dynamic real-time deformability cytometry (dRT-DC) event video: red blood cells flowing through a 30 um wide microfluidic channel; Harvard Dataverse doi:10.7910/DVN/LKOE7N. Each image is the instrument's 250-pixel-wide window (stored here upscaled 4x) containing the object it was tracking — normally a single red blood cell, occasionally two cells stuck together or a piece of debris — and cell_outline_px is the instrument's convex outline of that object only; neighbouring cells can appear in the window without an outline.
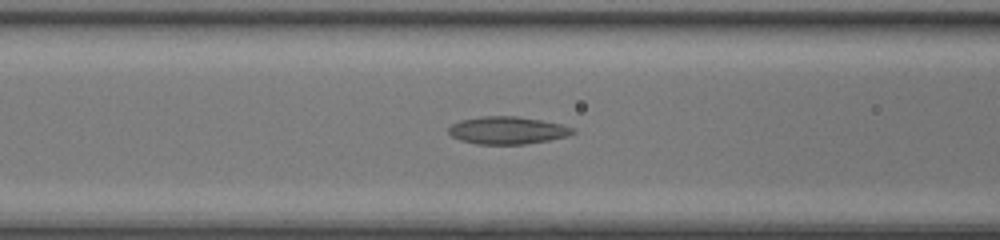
{"species": "common noctule bat (a hibernating species)", "species_latin": "Nyctalus noctula", "temperature_condition": "room temperature", "stored_images_in_passage": 35, "camera_frame_rate_fps": 3000, "um_per_image_px": 0.085, "animal": {"sex": "female", "body_mass_g": 17.0, "forearm_length_mm": 48.0}, "frame": {"image": 1, "passage_image": 10, "time_ms": 3.0, "image_size_px": [1000, 240], "cell_outline_px": [[576, 132], [568, 136], [548, 140], [524, 144], [476, 144], [460, 140], [452, 136], [448, 132], [448, 128], [452, 124], [460, 120], [480, 116], [516, 116], [540, 120], [560, 124], [576, 128]], "centroid_in_image_um": [43.13, 11.08], "position_along_channel_um": 123.5, "area_um2": 19.94}}
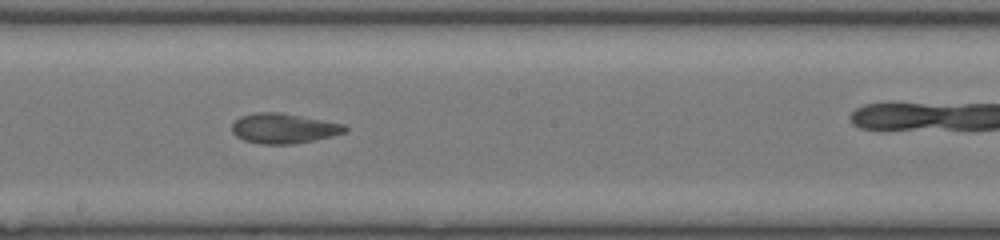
{"frame": {"image": 2, "passage_image": 17, "time_ms": 5.333, "image_size_px": [1000, 240], "cell_outline_px": [[348, 132], [332, 136], [292, 144], [260, 144], [244, 140], [236, 136], [232, 132], [232, 124], [240, 116], [256, 112], [280, 112], [344, 124], [348, 128]], "centroid_in_image_um": [24.11, 10.91], "position_along_channel_um": 224.1, "area_um2": 19.77}}
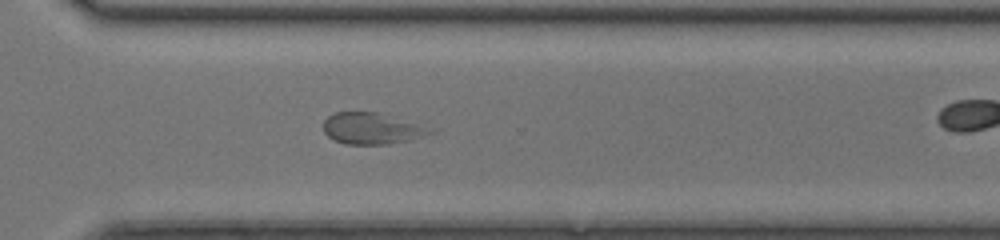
{"frame": {"image": 3, "passage_image": 25, "time_ms": 8.0, "image_size_px": [1000, 240], "cell_outline_px": [[436, 132], [408, 140], [388, 144], [344, 144], [332, 140], [324, 132], [324, 120], [328, 116], [336, 112], [380, 112], [436, 128]], "centroid_in_image_um": [31.65, 10.91], "position_along_channel_um": 339.0, "area_um2": 19.83}, "authors_computed_cell_mechanics": {"area_um2": 19.8254, "velocity_mm_per_s": 4.3203, "shape_relaxation_time_tau1_ms": null, "shape_relaxation_time_tau2_ms": 2.0484, "deformation_change_tau1": null, "deformation_change_tau2": 0.0854}}